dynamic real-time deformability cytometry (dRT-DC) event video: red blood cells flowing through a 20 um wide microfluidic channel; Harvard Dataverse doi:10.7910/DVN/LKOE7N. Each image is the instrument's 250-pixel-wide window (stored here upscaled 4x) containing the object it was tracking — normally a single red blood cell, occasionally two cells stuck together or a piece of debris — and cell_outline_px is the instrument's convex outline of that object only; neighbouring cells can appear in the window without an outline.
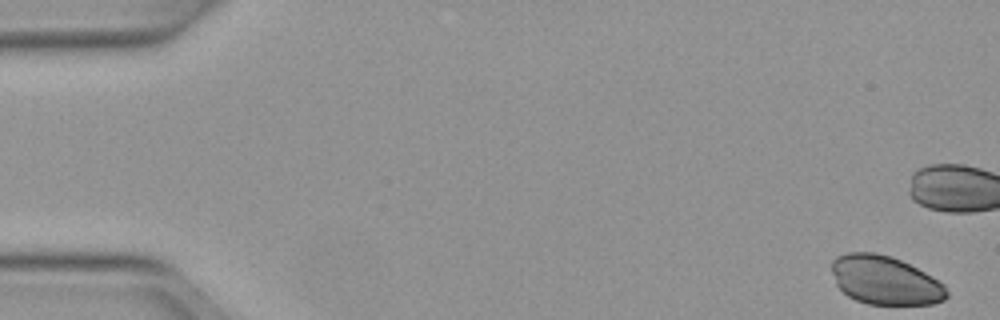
{"species": "Egyptian fruit bat (a non-hibernating species)", "species_latin": "Rousettus aegyptiacus", "temperature_condition": "warm", "stored_images_in_passage": 52, "camera_frame_rate_fps": 3000, "um_per_image_px": 0.085, "animal": {"sex": "female"}, "frame": {"image": 1, "passage_image": 1, "time_ms": 0.0, "image_size_px": [1000, 320], "cell_outline_px": [[948, 296], [944, 300], [932, 304], [868, 304], [856, 300], [848, 296], [836, 284], [832, 272], [832, 260], [836, 256], [848, 252], [876, 252], [892, 256], [932, 276], [944, 284], [948, 292]], "centroid_in_image_um": [75.23, 23.81], "position_along_channel_um": 9.8, "area_um2": 32.66}}
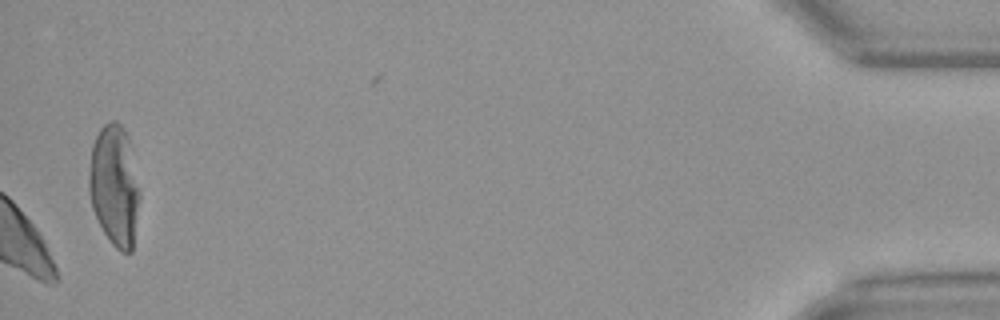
{"frame": {"image": 2, "passage_image": 52, "time_ms": 17.0, "image_size_px": [1000, 320], "cell_outline_px": [[140, 200], [132, 252], [120, 252], [112, 244], [104, 232], [92, 208], [88, 192], [88, 176], [92, 144], [100, 128], [108, 120], [116, 120], [124, 128], [128, 136], [140, 196]], "centroid_in_image_um": [9.71, 15.77], "position_along_channel_um": 425.5, "area_um2": 35.89}}